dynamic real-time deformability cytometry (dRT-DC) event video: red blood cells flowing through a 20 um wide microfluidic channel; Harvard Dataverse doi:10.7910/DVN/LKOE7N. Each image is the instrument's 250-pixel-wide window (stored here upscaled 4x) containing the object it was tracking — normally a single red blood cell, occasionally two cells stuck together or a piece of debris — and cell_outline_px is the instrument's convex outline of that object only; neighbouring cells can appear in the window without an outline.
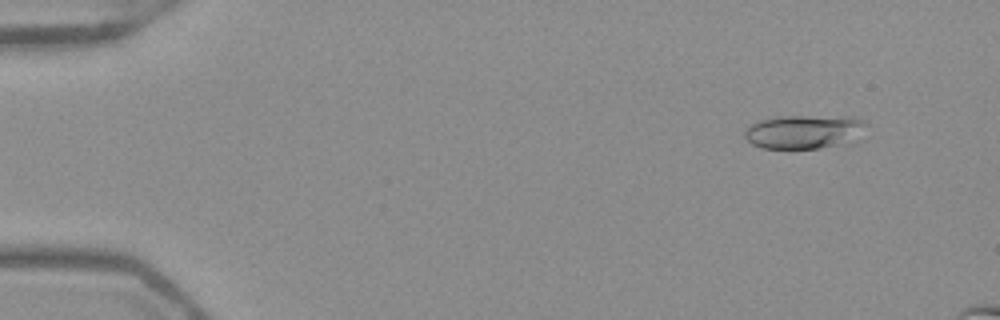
{"species": "Egyptian fruit bat (a non-hibernating species)", "species_latin": "Rousettus aegyptiacus", "temperature_condition": "warm", "stored_images_in_passage": 15, "camera_frame_rate_fps": 3000, "um_per_image_px": 0.085, "frame": {"image": 1, "passage_image": 5, "time_ms": 1.333, "image_size_px": [1000, 320], "cell_outline_px": [[868, 124], [860, 140], [820, 148], [764, 148], [752, 144], [744, 136], [744, 132], [748, 124], [760, 120], [780, 116], [852, 116], [864, 120]], "centroid_in_image_um": [68.42, 11.18], "position_along_channel_um": 16.6, "area_um2": 24.45}}